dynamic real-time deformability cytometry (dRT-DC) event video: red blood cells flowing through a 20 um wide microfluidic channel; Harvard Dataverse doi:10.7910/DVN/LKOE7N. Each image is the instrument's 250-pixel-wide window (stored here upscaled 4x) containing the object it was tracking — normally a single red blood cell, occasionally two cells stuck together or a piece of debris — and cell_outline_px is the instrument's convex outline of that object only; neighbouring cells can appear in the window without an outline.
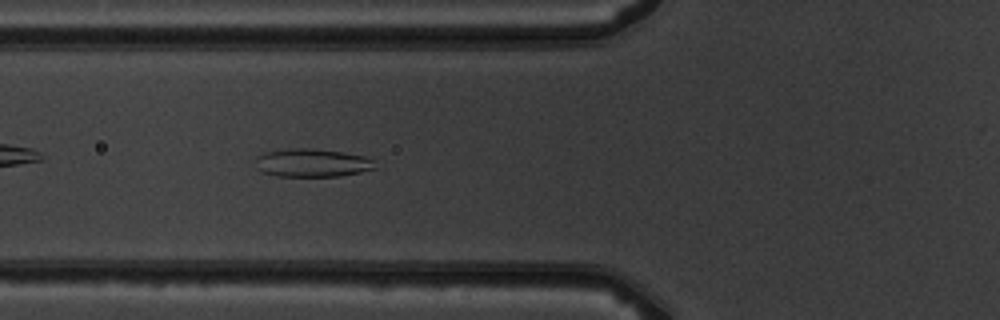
{"species": "common noctule bat (a hibernating species)", "species_latin": "Nyctalus noctula", "temperature_condition": "warm", "stored_images_in_passage": 6, "camera_frame_rate_fps": 3000, "um_per_image_px": 0.085, "animal": {"sex": "male", "body_mass_g": 19.5, "forearm_length_mm": 54.6}, "frame": {"image": 1, "passage_image": 6, "time_ms": 5.667, "image_size_px": [1000, 320], "cell_outline_px": [[376, 168], [360, 172], [340, 176], [276, 176], [260, 172], [256, 168], [256, 156], [264, 152], [288, 148], [312, 148], [340, 152], [364, 156], [372, 160]], "centroid_in_image_um": [26.46, 13.84], "position_along_channel_um": 99.3, "area_um2": 19.71}}